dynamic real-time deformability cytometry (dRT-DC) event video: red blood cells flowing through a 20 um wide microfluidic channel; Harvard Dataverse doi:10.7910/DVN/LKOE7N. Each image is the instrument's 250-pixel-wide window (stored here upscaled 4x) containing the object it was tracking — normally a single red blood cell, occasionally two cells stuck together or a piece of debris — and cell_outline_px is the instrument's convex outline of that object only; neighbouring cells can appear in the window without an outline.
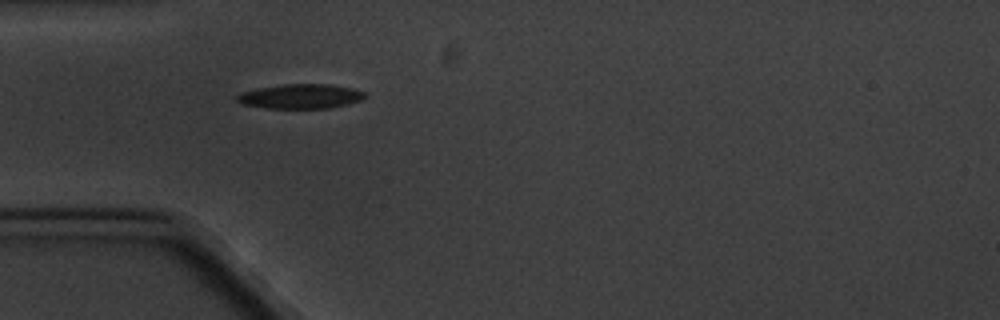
{"species": "common noctule bat (a hibernating species)", "species_latin": "Nyctalus noctula", "temperature_condition": "cold", "stored_images_in_passage": 4, "camera_frame_rate_fps": 3000, "um_per_image_px": 0.085, "animal": {"sex": "male", "body_mass_g": 20.1, "forearm_length_mm": 53.5}, "frame": {"image": 1, "passage_image": 1, "time_ms": 0.0, "image_size_px": [1000, 320], "cell_outline_px": [[364, 96], [360, 100], [328, 108], [268, 108], [244, 104], [236, 100], [236, 96], [240, 92], [260, 88], [284, 84], [328, 84], [348, 88], [364, 92]], "centroid_in_image_um": [25.48, 8.19], "position_along_channel_um": 59.5, "area_um2": 17.8}}